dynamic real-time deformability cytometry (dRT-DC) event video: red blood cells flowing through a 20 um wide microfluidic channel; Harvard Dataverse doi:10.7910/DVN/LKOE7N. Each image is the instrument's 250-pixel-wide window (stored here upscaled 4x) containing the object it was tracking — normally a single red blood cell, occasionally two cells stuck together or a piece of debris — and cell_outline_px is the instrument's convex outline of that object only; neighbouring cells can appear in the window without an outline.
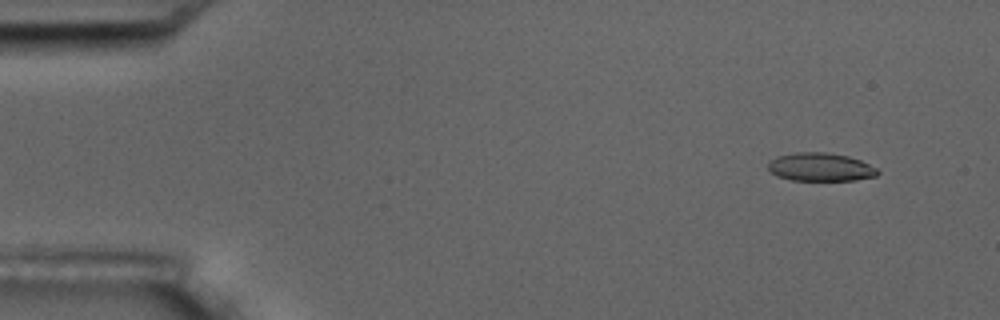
{"species": "common noctule bat (a hibernating species)", "species_latin": "Nyctalus noctula", "temperature_condition": "room temperature", "stored_images_in_passage": 17, "camera_frame_rate_fps": 3000, "um_per_image_px": 0.085, "animal": {"sex": "male", "body_mass_g": 17.5, "forearm_length_mm": 52.3}, "frame": {"image": 1, "passage_image": 2, "time_ms": 1.0, "image_size_px": [1000, 320], "cell_outline_px": [[880, 172], [876, 176], [856, 180], [792, 180], [776, 176], [768, 168], [768, 164], [776, 156], [796, 152], [824, 152], [848, 156], [860, 160], [876, 168]], "centroid_in_image_um": [69.74, 14.2], "position_along_channel_um": 15.3, "area_um2": 17.98}}
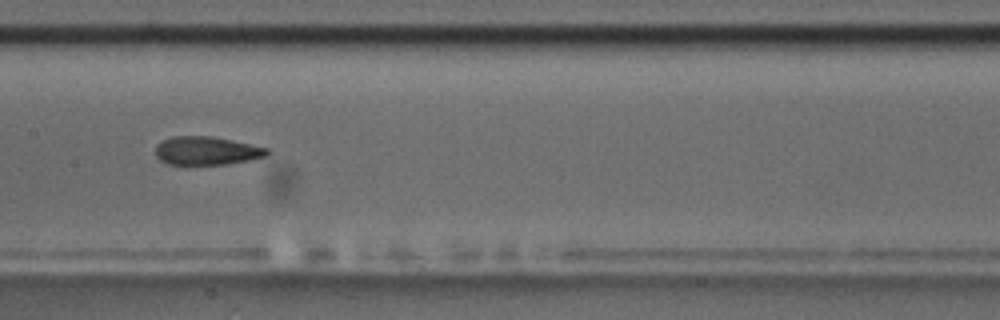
{"frame": {"image": 2, "passage_image": 9, "time_ms": 9.0, "image_size_px": [1000, 320], "cell_outline_px": [[268, 156], [228, 164], [184, 168], [168, 164], [160, 160], [156, 156], [156, 144], [172, 136], [212, 136], [232, 140], [268, 148]], "centroid_in_image_um": [17.51, 12.86], "position_along_channel_um": 189.9, "area_um2": 19.25}}
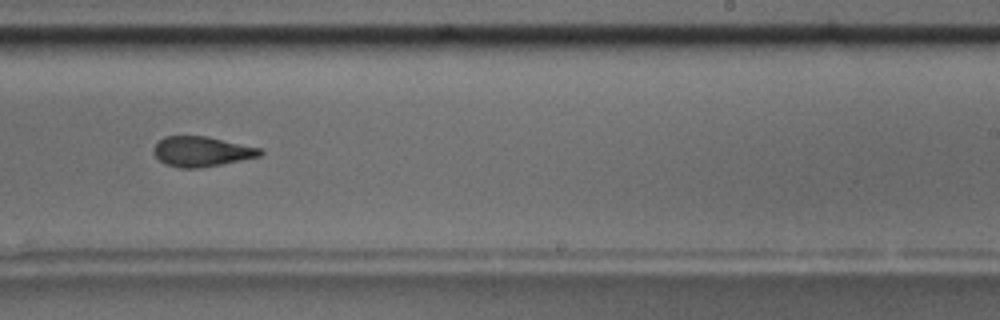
{"frame": {"image": 3, "passage_image": 11, "time_ms": 11.333, "image_size_px": [1000, 320], "cell_outline_px": [[264, 152], [260, 156], [200, 168], [180, 168], [164, 164], [152, 152], [152, 148], [164, 136], [208, 136], [260, 148]], "centroid_in_image_um": [17.11, 12.87], "position_along_channel_um": 271.9, "area_um2": 18.61}, "authors_computed_cell_mechanics": {"area_um2": 18.9584, "velocity_mm_per_s": 3.5305, "shape_relaxation_time_tau1_ms": 5.6595, "shape_relaxation_time_tau2_ms": 2.7259, "deformation_change_tau1": 0.1173, "deformation_change_tau2": 0.105}}